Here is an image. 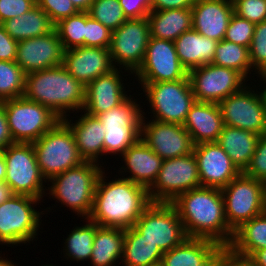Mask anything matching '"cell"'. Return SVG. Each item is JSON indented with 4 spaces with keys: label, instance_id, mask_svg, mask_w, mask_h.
<instances>
[{
    "label": "cell",
    "instance_id": "6da1fadb",
    "mask_svg": "<svg viewBox=\"0 0 266 266\" xmlns=\"http://www.w3.org/2000/svg\"><path fill=\"white\" fill-rule=\"evenodd\" d=\"M171 204L188 238H205L221 246L231 244L234 231L227 223L221 189L200 186L179 194Z\"/></svg>",
    "mask_w": 266,
    "mask_h": 266
},
{
    "label": "cell",
    "instance_id": "7a4b0ae2",
    "mask_svg": "<svg viewBox=\"0 0 266 266\" xmlns=\"http://www.w3.org/2000/svg\"><path fill=\"white\" fill-rule=\"evenodd\" d=\"M104 174L98 177L88 219L101 227L131 228L152 203L148 189L124 176L106 182Z\"/></svg>",
    "mask_w": 266,
    "mask_h": 266
},
{
    "label": "cell",
    "instance_id": "3957f363",
    "mask_svg": "<svg viewBox=\"0 0 266 266\" xmlns=\"http://www.w3.org/2000/svg\"><path fill=\"white\" fill-rule=\"evenodd\" d=\"M85 86L63 65L26 74L23 97L49 108L63 120L85 104Z\"/></svg>",
    "mask_w": 266,
    "mask_h": 266
},
{
    "label": "cell",
    "instance_id": "277c9868",
    "mask_svg": "<svg viewBox=\"0 0 266 266\" xmlns=\"http://www.w3.org/2000/svg\"><path fill=\"white\" fill-rule=\"evenodd\" d=\"M100 163L85 161L52 177L49 194L77 215L88 218L91 214L94 193L99 175L103 171ZM85 216V217H84ZM87 216V217H86Z\"/></svg>",
    "mask_w": 266,
    "mask_h": 266
},
{
    "label": "cell",
    "instance_id": "5b68a950",
    "mask_svg": "<svg viewBox=\"0 0 266 266\" xmlns=\"http://www.w3.org/2000/svg\"><path fill=\"white\" fill-rule=\"evenodd\" d=\"M32 145L42 176L48 182L52 177L85 162L71 129L62 120Z\"/></svg>",
    "mask_w": 266,
    "mask_h": 266
},
{
    "label": "cell",
    "instance_id": "8992f818",
    "mask_svg": "<svg viewBox=\"0 0 266 266\" xmlns=\"http://www.w3.org/2000/svg\"><path fill=\"white\" fill-rule=\"evenodd\" d=\"M14 143H33L61 119L49 108L19 97L1 102Z\"/></svg>",
    "mask_w": 266,
    "mask_h": 266
},
{
    "label": "cell",
    "instance_id": "52a82bcc",
    "mask_svg": "<svg viewBox=\"0 0 266 266\" xmlns=\"http://www.w3.org/2000/svg\"><path fill=\"white\" fill-rule=\"evenodd\" d=\"M140 84L155 118L152 120L183 125L196 102L188 76L178 81Z\"/></svg>",
    "mask_w": 266,
    "mask_h": 266
},
{
    "label": "cell",
    "instance_id": "ba28073f",
    "mask_svg": "<svg viewBox=\"0 0 266 266\" xmlns=\"http://www.w3.org/2000/svg\"><path fill=\"white\" fill-rule=\"evenodd\" d=\"M38 201L32 196L14 194L0 204V244L13 246L35 239L44 214L33 208Z\"/></svg>",
    "mask_w": 266,
    "mask_h": 266
},
{
    "label": "cell",
    "instance_id": "9c48e42d",
    "mask_svg": "<svg viewBox=\"0 0 266 266\" xmlns=\"http://www.w3.org/2000/svg\"><path fill=\"white\" fill-rule=\"evenodd\" d=\"M6 163L5 181L14 194L28 195L37 199L45 196L42 176L32 143H13L3 150Z\"/></svg>",
    "mask_w": 266,
    "mask_h": 266
},
{
    "label": "cell",
    "instance_id": "30bf717a",
    "mask_svg": "<svg viewBox=\"0 0 266 266\" xmlns=\"http://www.w3.org/2000/svg\"><path fill=\"white\" fill-rule=\"evenodd\" d=\"M134 227L163 253L188 238L178 212L171 203L152 202L134 223Z\"/></svg>",
    "mask_w": 266,
    "mask_h": 266
},
{
    "label": "cell",
    "instance_id": "8fae6325",
    "mask_svg": "<svg viewBox=\"0 0 266 266\" xmlns=\"http://www.w3.org/2000/svg\"><path fill=\"white\" fill-rule=\"evenodd\" d=\"M221 191L227 223L233 231L266 211L264 182L260 180L241 173Z\"/></svg>",
    "mask_w": 266,
    "mask_h": 266
},
{
    "label": "cell",
    "instance_id": "7c38bea8",
    "mask_svg": "<svg viewBox=\"0 0 266 266\" xmlns=\"http://www.w3.org/2000/svg\"><path fill=\"white\" fill-rule=\"evenodd\" d=\"M194 153L165 159L154 183L148 188L151 202L171 203L179 194L200 187Z\"/></svg>",
    "mask_w": 266,
    "mask_h": 266
},
{
    "label": "cell",
    "instance_id": "4fadbf2b",
    "mask_svg": "<svg viewBox=\"0 0 266 266\" xmlns=\"http://www.w3.org/2000/svg\"><path fill=\"white\" fill-rule=\"evenodd\" d=\"M218 105L224 125L248 130L260 136L266 134L265 90L255 93L245 85L239 92L226 97Z\"/></svg>",
    "mask_w": 266,
    "mask_h": 266
},
{
    "label": "cell",
    "instance_id": "5bb4252c",
    "mask_svg": "<svg viewBox=\"0 0 266 266\" xmlns=\"http://www.w3.org/2000/svg\"><path fill=\"white\" fill-rule=\"evenodd\" d=\"M149 38L150 24L147 17L127 19L112 31L109 52L114 67H123L134 75L143 63Z\"/></svg>",
    "mask_w": 266,
    "mask_h": 266
},
{
    "label": "cell",
    "instance_id": "9a60e30c",
    "mask_svg": "<svg viewBox=\"0 0 266 266\" xmlns=\"http://www.w3.org/2000/svg\"><path fill=\"white\" fill-rule=\"evenodd\" d=\"M195 100L219 103L239 92L246 79L236 70L215 64H207L188 72Z\"/></svg>",
    "mask_w": 266,
    "mask_h": 266
},
{
    "label": "cell",
    "instance_id": "2e32d148",
    "mask_svg": "<svg viewBox=\"0 0 266 266\" xmlns=\"http://www.w3.org/2000/svg\"><path fill=\"white\" fill-rule=\"evenodd\" d=\"M138 83L178 81L188 76L173 41L150 37L142 65L134 73Z\"/></svg>",
    "mask_w": 266,
    "mask_h": 266
},
{
    "label": "cell",
    "instance_id": "e0dca14e",
    "mask_svg": "<svg viewBox=\"0 0 266 266\" xmlns=\"http://www.w3.org/2000/svg\"><path fill=\"white\" fill-rule=\"evenodd\" d=\"M143 116L140 139L163 160L187 156L193 152L194 143L183 125L150 120Z\"/></svg>",
    "mask_w": 266,
    "mask_h": 266
},
{
    "label": "cell",
    "instance_id": "ac0fdd59",
    "mask_svg": "<svg viewBox=\"0 0 266 266\" xmlns=\"http://www.w3.org/2000/svg\"><path fill=\"white\" fill-rule=\"evenodd\" d=\"M201 186L222 189L242 172L217 142L194 145Z\"/></svg>",
    "mask_w": 266,
    "mask_h": 266
},
{
    "label": "cell",
    "instance_id": "d6986e66",
    "mask_svg": "<svg viewBox=\"0 0 266 266\" xmlns=\"http://www.w3.org/2000/svg\"><path fill=\"white\" fill-rule=\"evenodd\" d=\"M64 52L63 44L54 29L47 35L18 41L15 62L28 74L62 65Z\"/></svg>",
    "mask_w": 266,
    "mask_h": 266
},
{
    "label": "cell",
    "instance_id": "ffe728a7",
    "mask_svg": "<svg viewBox=\"0 0 266 266\" xmlns=\"http://www.w3.org/2000/svg\"><path fill=\"white\" fill-rule=\"evenodd\" d=\"M62 65L85 87L115 69L109 49L88 46L66 50Z\"/></svg>",
    "mask_w": 266,
    "mask_h": 266
},
{
    "label": "cell",
    "instance_id": "44dd1931",
    "mask_svg": "<svg viewBox=\"0 0 266 266\" xmlns=\"http://www.w3.org/2000/svg\"><path fill=\"white\" fill-rule=\"evenodd\" d=\"M115 68L110 73L101 75L91 81L85 88L83 111L97 116L123 103L129 96L124 90L121 73Z\"/></svg>",
    "mask_w": 266,
    "mask_h": 266
},
{
    "label": "cell",
    "instance_id": "7402d4cb",
    "mask_svg": "<svg viewBox=\"0 0 266 266\" xmlns=\"http://www.w3.org/2000/svg\"><path fill=\"white\" fill-rule=\"evenodd\" d=\"M191 11L192 29L219 42L225 37L234 5L232 0H196Z\"/></svg>",
    "mask_w": 266,
    "mask_h": 266
},
{
    "label": "cell",
    "instance_id": "603a6c76",
    "mask_svg": "<svg viewBox=\"0 0 266 266\" xmlns=\"http://www.w3.org/2000/svg\"><path fill=\"white\" fill-rule=\"evenodd\" d=\"M222 246L205 238H187L182 244L165 252L163 266H216Z\"/></svg>",
    "mask_w": 266,
    "mask_h": 266
},
{
    "label": "cell",
    "instance_id": "cb8c5ba5",
    "mask_svg": "<svg viewBox=\"0 0 266 266\" xmlns=\"http://www.w3.org/2000/svg\"><path fill=\"white\" fill-rule=\"evenodd\" d=\"M183 126L191 135L194 145L217 142L224 127L218 103L196 101L191 106Z\"/></svg>",
    "mask_w": 266,
    "mask_h": 266
},
{
    "label": "cell",
    "instance_id": "d4e9b609",
    "mask_svg": "<svg viewBox=\"0 0 266 266\" xmlns=\"http://www.w3.org/2000/svg\"><path fill=\"white\" fill-rule=\"evenodd\" d=\"M76 122L65 117L62 121L71 129L80 156L84 161L99 162L104 155L105 127L97 118L84 112ZM98 160V161H97Z\"/></svg>",
    "mask_w": 266,
    "mask_h": 266
},
{
    "label": "cell",
    "instance_id": "484cf974",
    "mask_svg": "<svg viewBox=\"0 0 266 266\" xmlns=\"http://www.w3.org/2000/svg\"><path fill=\"white\" fill-rule=\"evenodd\" d=\"M125 167L129 175L125 179L149 188L157 178L162 167L163 159L153 152L141 139L131 145L122 155Z\"/></svg>",
    "mask_w": 266,
    "mask_h": 266
},
{
    "label": "cell",
    "instance_id": "4316f807",
    "mask_svg": "<svg viewBox=\"0 0 266 266\" xmlns=\"http://www.w3.org/2000/svg\"><path fill=\"white\" fill-rule=\"evenodd\" d=\"M178 59L187 72L213 62L218 41L191 29L182 33L175 41Z\"/></svg>",
    "mask_w": 266,
    "mask_h": 266
},
{
    "label": "cell",
    "instance_id": "83f0119b",
    "mask_svg": "<svg viewBox=\"0 0 266 266\" xmlns=\"http://www.w3.org/2000/svg\"><path fill=\"white\" fill-rule=\"evenodd\" d=\"M147 18L150 37L174 42L182 33L192 29L191 8L152 10Z\"/></svg>",
    "mask_w": 266,
    "mask_h": 266
},
{
    "label": "cell",
    "instance_id": "f1b7e54d",
    "mask_svg": "<svg viewBox=\"0 0 266 266\" xmlns=\"http://www.w3.org/2000/svg\"><path fill=\"white\" fill-rule=\"evenodd\" d=\"M259 137L254 132L224 125L217 143L243 172L250 163Z\"/></svg>",
    "mask_w": 266,
    "mask_h": 266
},
{
    "label": "cell",
    "instance_id": "f546056e",
    "mask_svg": "<svg viewBox=\"0 0 266 266\" xmlns=\"http://www.w3.org/2000/svg\"><path fill=\"white\" fill-rule=\"evenodd\" d=\"M125 229L101 227L96 223L93 250L90 257L93 266H115L122 259Z\"/></svg>",
    "mask_w": 266,
    "mask_h": 266
},
{
    "label": "cell",
    "instance_id": "4dcf8cb0",
    "mask_svg": "<svg viewBox=\"0 0 266 266\" xmlns=\"http://www.w3.org/2000/svg\"><path fill=\"white\" fill-rule=\"evenodd\" d=\"M2 25L16 41L44 36L55 28L49 16L37 5L21 16L6 20Z\"/></svg>",
    "mask_w": 266,
    "mask_h": 266
},
{
    "label": "cell",
    "instance_id": "1f68e13d",
    "mask_svg": "<svg viewBox=\"0 0 266 266\" xmlns=\"http://www.w3.org/2000/svg\"><path fill=\"white\" fill-rule=\"evenodd\" d=\"M163 252L157 245L143 238L134 227L125 229L122 263L124 266H148L162 261Z\"/></svg>",
    "mask_w": 266,
    "mask_h": 266
},
{
    "label": "cell",
    "instance_id": "d6a6232c",
    "mask_svg": "<svg viewBox=\"0 0 266 266\" xmlns=\"http://www.w3.org/2000/svg\"><path fill=\"white\" fill-rule=\"evenodd\" d=\"M229 247L245 256L266 248V211L244 222L236 229Z\"/></svg>",
    "mask_w": 266,
    "mask_h": 266
},
{
    "label": "cell",
    "instance_id": "836d02e7",
    "mask_svg": "<svg viewBox=\"0 0 266 266\" xmlns=\"http://www.w3.org/2000/svg\"><path fill=\"white\" fill-rule=\"evenodd\" d=\"M131 95L120 105L100 113L97 118L105 128H140L145 114Z\"/></svg>",
    "mask_w": 266,
    "mask_h": 266
},
{
    "label": "cell",
    "instance_id": "e575fe53",
    "mask_svg": "<svg viewBox=\"0 0 266 266\" xmlns=\"http://www.w3.org/2000/svg\"><path fill=\"white\" fill-rule=\"evenodd\" d=\"M212 64L236 70L245 79L252 69L249 48L224 39L216 46Z\"/></svg>",
    "mask_w": 266,
    "mask_h": 266
},
{
    "label": "cell",
    "instance_id": "d590c367",
    "mask_svg": "<svg viewBox=\"0 0 266 266\" xmlns=\"http://www.w3.org/2000/svg\"><path fill=\"white\" fill-rule=\"evenodd\" d=\"M88 221L81 227H75L65 240V256L73 261L90 260L93 250V240L96 233V223ZM68 256V257H67Z\"/></svg>",
    "mask_w": 266,
    "mask_h": 266
},
{
    "label": "cell",
    "instance_id": "8d00e7d4",
    "mask_svg": "<svg viewBox=\"0 0 266 266\" xmlns=\"http://www.w3.org/2000/svg\"><path fill=\"white\" fill-rule=\"evenodd\" d=\"M25 76L15 61L0 60V102L23 97Z\"/></svg>",
    "mask_w": 266,
    "mask_h": 266
},
{
    "label": "cell",
    "instance_id": "74e56055",
    "mask_svg": "<svg viewBox=\"0 0 266 266\" xmlns=\"http://www.w3.org/2000/svg\"><path fill=\"white\" fill-rule=\"evenodd\" d=\"M86 12H77L55 24L63 47L66 50L85 46Z\"/></svg>",
    "mask_w": 266,
    "mask_h": 266
},
{
    "label": "cell",
    "instance_id": "f35d334b",
    "mask_svg": "<svg viewBox=\"0 0 266 266\" xmlns=\"http://www.w3.org/2000/svg\"><path fill=\"white\" fill-rule=\"evenodd\" d=\"M89 16L114 31L126 20L119 0H93L87 11Z\"/></svg>",
    "mask_w": 266,
    "mask_h": 266
},
{
    "label": "cell",
    "instance_id": "ab89813d",
    "mask_svg": "<svg viewBox=\"0 0 266 266\" xmlns=\"http://www.w3.org/2000/svg\"><path fill=\"white\" fill-rule=\"evenodd\" d=\"M140 139V128H106L104 153L122 155Z\"/></svg>",
    "mask_w": 266,
    "mask_h": 266
},
{
    "label": "cell",
    "instance_id": "60d3db41",
    "mask_svg": "<svg viewBox=\"0 0 266 266\" xmlns=\"http://www.w3.org/2000/svg\"><path fill=\"white\" fill-rule=\"evenodd\" d=\"M249 56L252 69L261 77L266 73V20L255 25Z\"/></svg>",
    "mask_w": 266,
    "mask_h": 266
},
{
    "label": "cell",
    "instance_id": "b9f144b4",
    "mask_svg": "<svg viewBox=\"0 0 266 266\" xmlns=\"http://www.w3.org/2000/svg\"><path fill=\"white\" fill-rule=\"evenodd\" d=\"M255 25V23L233 13L228 23L224 40L249 48L254 35Z\"/></svg>",
    "mask_w": 266,
    "mask_h": 266
},
{
    "label": "cell",
    "instance_id": "7bdbcfd3",
    "mask_svg": "<svg viewBox=\"0 0 266 266\" xmlns=\"http://www.w3.org/2000/svg\"><path fill=\"white\" fill-rule=\"evenodd\" d=\"M112 31L86 12L85 46L109 49Z\"/></svg>",
    "mask_w": 266,
    "mask_h": 266
},
{
    "label": "cell",
    "instance_id": "ee69618b",
    "mask_svg": "<svg viewBox=\"0 0 266 266\" xmlns=\"http://www.w3.org/2000/svg\"><path fill=\"white\" fill-rule=\"evenodd\" d=\"M234 13L255 24L266 20V0H232Z\"/></svg>",
    "mask_w": 266,
    "mask_h": 266
},
{
    "label": "cell",
    "instance_id": "f6af8a7d",
    "mask_svg": "<svg viewBox=\"0 0 266 266\" xmlns=\"http://www.w3.org/2000/svg\"><path fill=\"white\" fill-rule=\"evenodd\" d=\"M242 173L256 180L266 181V134L259 137L250 163Z\"/></svg>",
    "mask_w": 266,
    "mask_h": 266
},
{
    "label": "cell",
    "instance_id": "bcb514c9",
    "mask_svg": "<svg viewBox=\"0 0 266 266\" xmlns=\"http://www.w3.org/2000/svg\"><path fill=\"white\" fill-rule=\"evenodd\" d=\"M36 5L49 16L54 25L79 12L71 0H38Z\"/></svg>",
    "mask_w": 266,
    "mask_h": 266
},
{
    "label": "cell",
    "instance_id": "7dc6e473",
    "mask_svg": "<svg viewBox=\"0 0 266 266\" xmlns=\"http://www.w3.org/2000/svg\"><path fill=\"white\" fill-rule=\"evenodd\" d=\"M35 5L33 0H0V20L3 23L8 19L21 16Z\"/></svg>",
    "mask_w": 266,
    "mask_h": 266
},
{
    "label": "cell",
    "instance_id": "c3c4849f",
    "mask_svg": "<svg viewBox=\"0 0 266 266\" xmlns=\"http://www.w3.org/2000/svg\"><path fill=\"white\" fill-rule=\"evenodd\" d=\"M127 19L147 17L152 11L153 0H119Z\"/></svg>",
    "mask_w": 266,
    "mask_h": 266
},
{
    "label": "cell",
    "instance_id": "681fc988",
    "mask_svg": "<svg viewBox=\"0 0 266 266\" xmlns=\"http://www.w3.org/2000/svg\"><path fill=\"white\" fill-rule=\"evenodd\" d=\"M220 266H258L250 256L236 253L229 246H222L218 255Z\"/></svg>",
    "mask_w": 266,
    "mask_h": 266
},
{
    "label": "cell",
    "instance_id": "f907efd6",
    "mask_svg": "<svg viewBox=\"0 0 266 266\" xmlns=\"http://www.w3.org/2000/svg\"><path fill=\"white\" fill-rule=\"evenodd\" d=\"M18 41L14 40L0 25V60L16 61Z\"/></svg>",
    "mask_w": 266,
    "mask_h": 266
},
{
    "label": "cell",
    "instance_id": "816d5d0a",
    "mask_svg": "<svg viewBox=\"0 0 266 266\" xmlns=\"http://www.w3.org/2000/svg\"><path fill=\"white\" fill-rule=\"evenodd\" d=\"M196 0H153L152 10L192 8Z\"/></svg>",
    "mask_w": 266,
    "mask_h": 266
},
{
    "label": "cell",
    "instance_id": "f5cc1de1",
    "mask_svg": "<svg viewBox=\"0 0 266 266\" xmlns=\"http://www.w3.org/2000/svg\"><path fill=\"white\" fill-rule=\"evenodd\" d=\"M3 104L0 102V151L13 144Z\"/></svg>",
    "mask_w": 266,
    "mask_h": 266
},
{
    "label": "cell",
    "instance_id": "db71d44e",
    "mask_svg": "<svg viewBox=\"0 0 266 266\" xmlns=\"http://www.w3.org/2000/svg\"><path fill=\"white\" fill-rule=\"evenodd\" d=\"M14 193L6 181H0V204L6 202Z\"/></svg>",
    "mask_w": 266,
    "mask_h": 266
},
{
    "label": "cell",
    "instance_id": "11a10c76",
    "mask_svg": "<svg viewBox=\"0 0 266 266\" xmlns=\"http://www.w3.org/2000/svg\"><path fill=\"white\" fill-rule=\"evenodd\" d=\"M250 258L258 265V266H266V248L254 251Z\"/></svg>",
    "mask_w": 266,
    "mask_h": 266
},
{
    "label": "cell",
    "instance_id": "9f6ffc18",
    "mask_svg": "<svg viewBox=\"0 0 266 266\" xmlns=\"http://www.w3.org/2000/svg\"><path fill=\"white\" fill-rule=\"evenodd\" d=\"M79 12H87L93 0H71Z\"/></svg>",
    "mask_w": 266,
    "mask_h": 266
},
{
    "label": "cell",
    "instance_id": "6f0895ef",
    "mask_svg": "<svg viewBox=\"0 0 266 266\" xmlns=\"http://www.w3.org/2000/svg\"><path fill=\"white\" fill-rule=\"evenodd\" d=\"M6 178V163L3 151H0V181H5Z\"/></svg>",
    "mask_w": 266,
    "mask_h": 266
},
{
    "label": "cell",
    "instance_id": "680465c9",
    "mask_svg": "<svg viewBox=\"0 0 266 266\" xmlns=\"http://www.w3.org/2000/svg\"><path fill=\"white\" fill-rule=\"evenodd\" d=\"M0 266H16L12 261L0 257Z\"/></svg>",
    "mask_w": 266,
    "mask_h": 266
},
{
    "label": "cell",
    "instance_id": "91938a15",
    "mask_svg": "<svg viewBox=\"0 0 266 266\" xmlns=\"http://www.w3.org/2000/svg\"><path fill=\"white\" fill-rule=\"evenodd\" d=\"M264 196H265V209H266V181L264 182Z\"/></svg>",
    "mask_w": 266,
    "mask_h": 266
},
{
    "label": "cell",
    "instance_id": "94428289",
    "mask_svg": "<svg viewBox=\"0 0 266 266\" xmlns=\"http://www.w3.org/2000/svg\"><path fill=\"white\" fill-rule=\"evenodd\" d=\"M261 78L263 79V83H266V73L265 74H263L262 76H261ZM265 91H266V88L264 89Z\"/></svg>",
    "mask_w": 266,
    "mask_h": 266
},
{
    "label": "cell",
    "instance_id": "6125c7cd",
    "mask_svg": "<svg viewBox=\"0 0 266 266\" xmlns=\"http://www.w3.org/2000/svg\"><path fill=\"white\" fill-rule=\"evenodd\" d=\"M148 266H163L162 262H158L156 264H153V265H148Z\"/></svg>",
    "mask_w": 266,
    "mask_h": 266
}]
</instances>
